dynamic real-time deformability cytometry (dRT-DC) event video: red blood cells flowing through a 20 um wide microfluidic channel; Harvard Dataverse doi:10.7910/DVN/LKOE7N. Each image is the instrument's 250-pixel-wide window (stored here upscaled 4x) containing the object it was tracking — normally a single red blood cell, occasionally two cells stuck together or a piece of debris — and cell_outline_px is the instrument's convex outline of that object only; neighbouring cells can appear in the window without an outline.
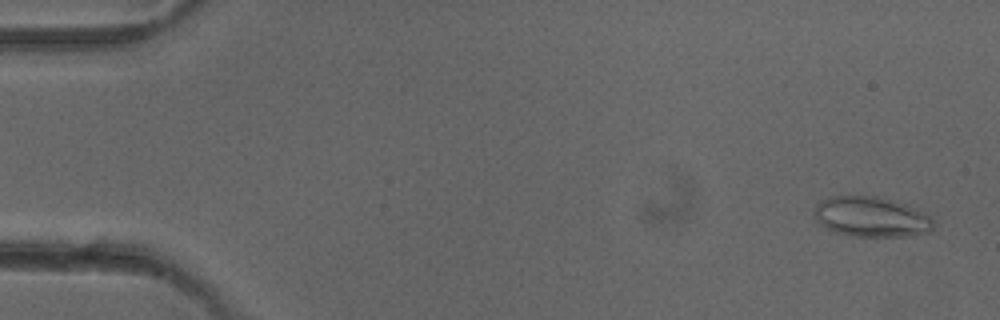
{"species": "common noctule bat (a hibernating species)", "species_latin": "Nyctalus noctula", "temperature_condition": "cold", "stored_images_in_passage": 5, "camera_frame_rate_fps": 3000, "um_per_image_px": 0.085, "animal": {"sex": "female"}, "frame": {"image": 1, "passage_image": 1, "time_ms": 0.0, "image_size_px": [1000, 320], "cell_outline_px": [[932, 228], [928, 232], [912, 236], [852, 236], [836, 232], [820, 224], [816, 220], [812, 212], [816, 204], [820, 200], [828, 196], [876, 196], [904, 204], [916, 208], [932, 216]], "centroid_in_image_um": [74.03, 18.43], "position_along_channel_um": 11.0, "area_um2": 27.98}}